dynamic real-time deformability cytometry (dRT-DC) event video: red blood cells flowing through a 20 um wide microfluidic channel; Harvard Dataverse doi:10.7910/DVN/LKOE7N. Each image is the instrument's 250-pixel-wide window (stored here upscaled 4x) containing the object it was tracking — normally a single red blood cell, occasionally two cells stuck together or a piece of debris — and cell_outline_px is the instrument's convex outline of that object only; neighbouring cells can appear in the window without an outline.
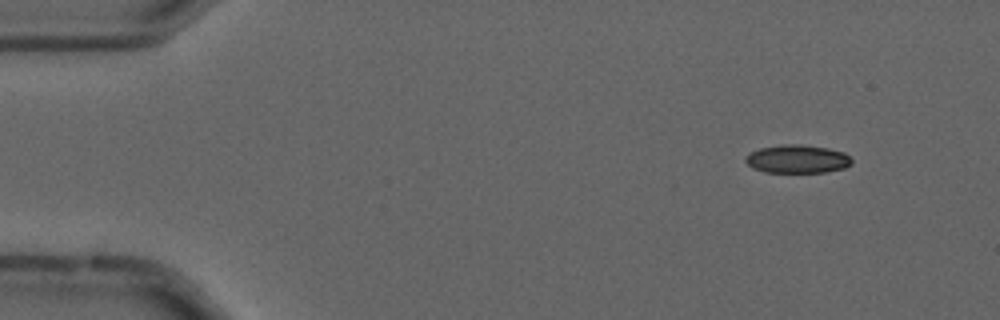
{"species": "common noctule bat (a hibernating species)", "species_latin": "Nyctalus noctula", "temperature_condition": "cold", "stored_images_in_passage": 55, "camera_frame_rate_fps": 3000, "um_per_image_px": 0.085, "animal": {"sex": "male", "forearm_length_mm": 52.5}, "frame": {"image": 1, "passage_image": 6, "time_ms": 1.667, "image_size_px": [1000, 320], "cell_outline_px": [[852, 164], [844, 168], [824, 172], [764, 172], [752, 168], [744, 160], [744, 156], [748, 152], [760, 148], [784, 144], [800, 144], [828, 148], [844, 152], [852, 160]], "centroid_in_image_um": [67.73, 13.51], "position_along_channel_um": 17.3, "area_um2": 17.63}}
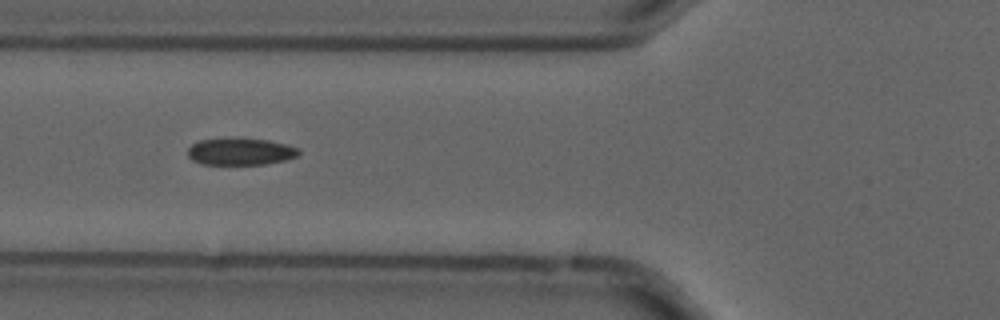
{"frame": {"image": 2, "passage_image": 21, "time_ms": 6.667, "image_size_px": [1000, 320], "cell_outline_px": [[300, 152], [296, 156], [284, 160], [264, 164], [204, 164], [192, 160], [188, 156], [188, 148], [192, 144], [200, 140], [236, 136], [268, 140], [300, 148]], "centroid_in_image_um": [20.42, 12.85], "position_along_channel_um": 105.4, "area_um2": 17.74}}
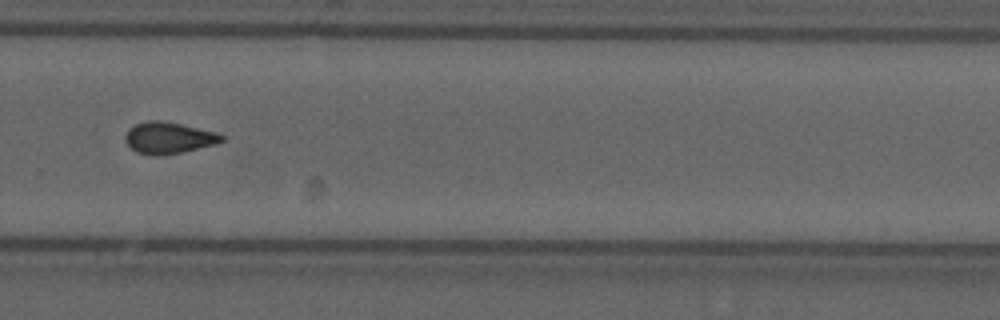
{"frame": {"image": 3, "passage_image": 38, "time_ms": 12.333, "image_size_px": [1000, 320], "cell_outline_px": [[224, 140], [216, 144], [180, 152], [160, 156], [152, 156], [136, 152], [124, 140], [124, 136], [128, 128], [136, 124], [148, 120], [160, 120], [180, 124], [216, 132], [224, 136]], "centroid_in_image_um": [14.3, 11.72], "position_along_channel_um": 315.5, "area_um2": 17.69}, "authors_computed_cell_mechanics": {"area_um2": 17.4556, "velocity_mm_per_s": 3.7124, "shape_relaxation_time_tau1_ms": null, "shape_relaxation_time_tau2_ms": 3.9475, "deformation_change_tau1": null, "deformation_change_tau2": 0.0911}}